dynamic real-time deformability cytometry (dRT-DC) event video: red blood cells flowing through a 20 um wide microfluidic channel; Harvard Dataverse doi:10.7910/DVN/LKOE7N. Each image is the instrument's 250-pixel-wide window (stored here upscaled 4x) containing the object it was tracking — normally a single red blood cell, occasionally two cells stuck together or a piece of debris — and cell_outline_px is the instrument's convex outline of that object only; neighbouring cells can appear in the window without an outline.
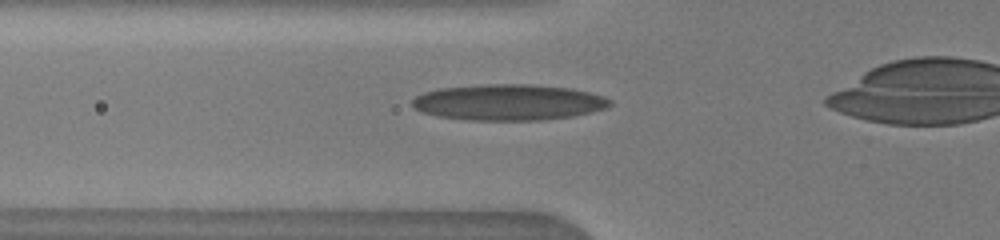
{"species": "human", "species_latin": "Homo sapiens", "temperature_condition": "warm", "stored_images_in_passage": 28, "camera_frame_rate_fps": 3000, "um_per_image_px": 0.085, "donor": {"sex": "male"}, "frame": {"image": 1, "passage_image": 5, "time_ms": 2.0, "image_size_px": [1000, 240], "cell_outline_px": [[612, 104], [608, 108], [592, 112], [572, 116], [544, 120], [468, 120], [436, 116], [420, 112], [412, 104], [412, 100], [416, 96], [424, 92], [440, 88], [480, 84], [532, 84], [572, 88], [604, 96], [612, 100]], "centroid_in_image_um": [43.24, 8.69], "position_along_channel_um": 82.6, "area_um2": 41.85}}
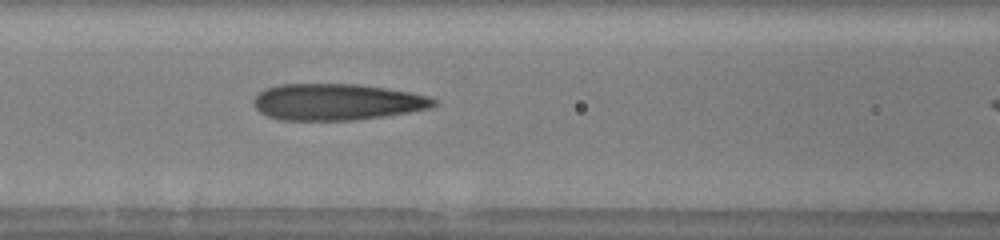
{"frame": {"image": 2, "passage_image": 8, "time_ms": 3.333, "image_size_px": [1000, 240], "cell_outline_px": [[436, 104], [432, 108], [412, 112], [356, 120], [280, 120], [268, 116], [260, 112], [252, 104], [252, 100], [264, 88], [280, 84], [360, 84], [388, 88], [428, 96], [436, 100]], "centroid_in_image_um": [28.63, 8.66], "position_along_channel_um": 138.0, "area_um2": 38.55}}